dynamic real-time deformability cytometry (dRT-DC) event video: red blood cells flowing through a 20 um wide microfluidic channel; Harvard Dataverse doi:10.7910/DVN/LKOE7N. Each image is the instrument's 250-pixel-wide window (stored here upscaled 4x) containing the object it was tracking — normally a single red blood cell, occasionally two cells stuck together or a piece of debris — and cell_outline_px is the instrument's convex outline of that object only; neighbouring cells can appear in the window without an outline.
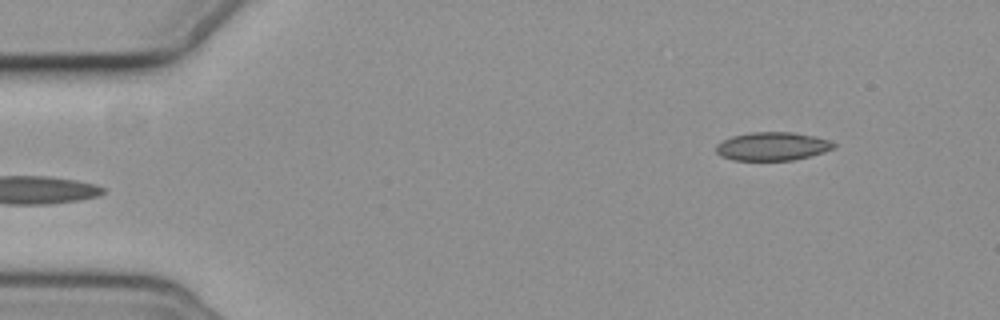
{"species": "common noctule bat (a hibernating species)", "species_latin": "Nyctalus noctula", "temperature_condition": "cold", "stored_images_in_passage": 4, "segment_of_instrument_passage": [2, 2], "camera_frame_rate_fps": 3000, "um_per_image_px": 0.085, "animal": {"sex": "female", "body_mass_g": 19.3, "forearm_length_mm": 54.1}, "frame": {"image": 1, "passage_image": 4, "time_ms": 3.667, "image_size_px": [1000, 320], "cell_outline_px": [[836, 148], [824, 152], [792, 160], [732, 160], [720, 156], [716, 152], [716, 144], [732, 136], [752, 132], [792, 132], [816, 136], [828, 140], [836, 144]], "centroid_in_image_um": [65.65, 12.43], "position_along_channel_um": 19.3, "area_um2": 19.48}}